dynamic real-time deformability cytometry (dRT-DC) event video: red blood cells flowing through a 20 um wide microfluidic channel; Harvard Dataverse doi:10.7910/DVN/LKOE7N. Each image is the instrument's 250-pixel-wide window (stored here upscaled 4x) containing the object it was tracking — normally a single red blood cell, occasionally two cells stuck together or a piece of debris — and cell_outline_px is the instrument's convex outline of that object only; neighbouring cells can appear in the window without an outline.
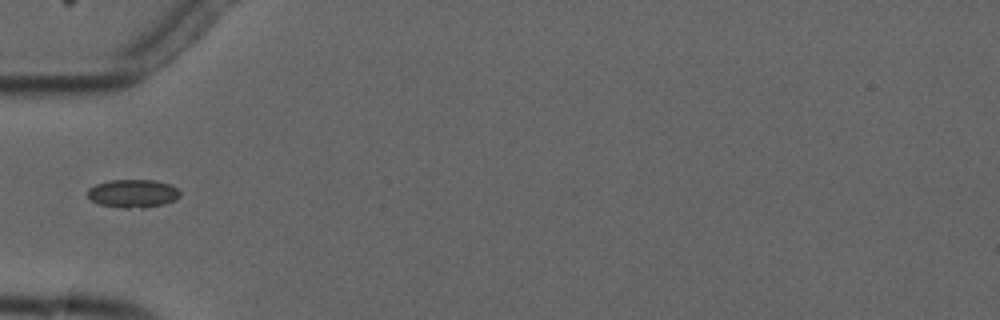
{"species": "common noctule bat (a hibernating species)", "species_latin": "Nyctalus noctula", "temperature_condition": "cold", "stored_images_in_passage": 5, "camera_frame_rate_fps": 3000, "um_per_image_px": 0.085, "animal": {"sex": "male", "forearm_length_mm": 52.5}, "frame": {"image": 1, "passage_image": 5, "time_ms": 4.667, "image_size_px": [1000, 320], "cell_outline_px": [[180, 196], [176, 200], [164, 204], [144, 208], [124, 208], [100, 204], [92, 200], [88, 196], [88, 188], [96, 184], [108, 180], [156, 180], [172, 184], [180, 192]], "centroid_in_image_um": [11.33, 16.44], "position_along_channel_um": 73.7, "area_um2": 15.32}}